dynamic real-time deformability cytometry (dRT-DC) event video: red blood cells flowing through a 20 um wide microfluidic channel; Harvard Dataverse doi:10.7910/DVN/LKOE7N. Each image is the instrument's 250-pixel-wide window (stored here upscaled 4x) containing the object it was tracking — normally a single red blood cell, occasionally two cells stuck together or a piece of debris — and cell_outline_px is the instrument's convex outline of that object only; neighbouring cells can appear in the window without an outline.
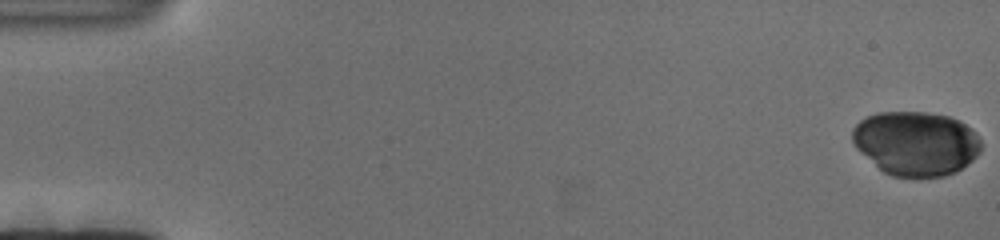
{"species": "human", "species_latin": "Homo sapiens", "temperature_condition": "cold", "stored_images_in_passage": 119, "camera_frame_rate_fps": 3000, "um_per_image_px": 0.085, "donor": {"sex": "female"}, "frame": {"image": 1, "passage_image": 1, "time_ms": 0.0, "image_size_px": [1000, 240], "cell_outline_px": [[980, 152], [972, 160], [956, 172], [944, 176], [892, 176], [884, 172], [860, 152], [856, 148], [852, 140], [852, 128], [860, 120], [868, 116], [880, 112], [928, 112], [948, 116], [960, 120], [972, 128], [976, 132], [980, 140]], "centroid_in_image_um": [77.86, 12.17], "position_along_channel_um": 7.1, "area_um2": 48.21}}
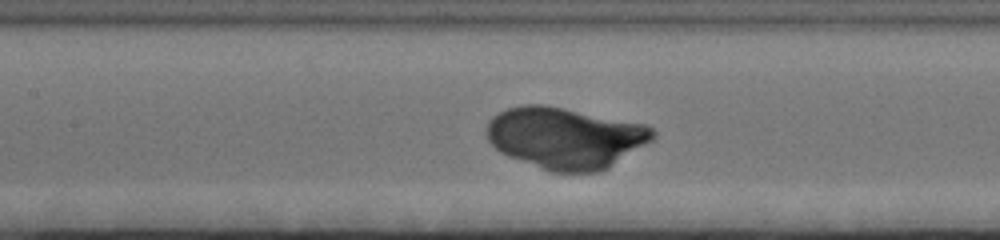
{"frame": {"image": 2, "passage_image": 68, "time_ms": 22.333, "image_size_px": [1000, 240], "cell_outline_px": [[656, 136], [652, 140], [608, 168], [600, 172], [552, 172], [508, 156], [500, 152], [488, 140], [488, 120], [492, 116], [508, 108], [524, 104], [544, 104], [648, 124], [656, 132]], "centroid_in_image_um": [48.07, 11.71], "position_along_channel_um": 159.3, "area_um2": 59.42}}
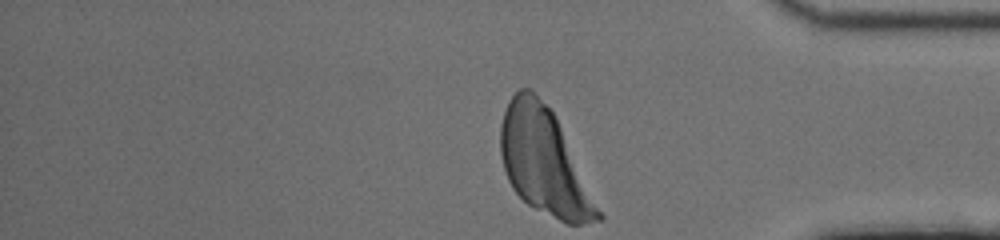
{"frame": {"image": 3, "passage_image": 119, "time_ms": 39.333, "image_size_px": [1000, 240], "cell_outline_px": [[604, 220], [580, 224], [568, 224], [528, 204], [512, 188], [508, 180], [504, 168], [500, 152], [500, 124], [508, 100], [520, 88], [532, 88], [556, 116], [604, 216]], "centroid_in_image_um": [46.25, 13.73], "position_along_channel_um": 388.9, "area_um2": 59.88}}